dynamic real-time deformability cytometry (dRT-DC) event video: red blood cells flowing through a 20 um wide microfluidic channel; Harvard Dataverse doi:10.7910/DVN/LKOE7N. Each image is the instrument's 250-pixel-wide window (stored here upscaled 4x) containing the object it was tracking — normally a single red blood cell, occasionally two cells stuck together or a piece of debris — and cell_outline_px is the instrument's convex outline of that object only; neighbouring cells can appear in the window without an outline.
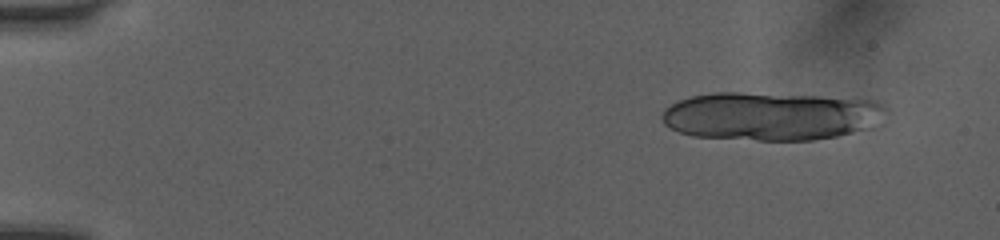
{"species": "human", "species_latin": "Homo sapiens", "temperature_condition": "room temperature", "stored_images_in_passage": 13, "camera_frame_rate_fps": 3000, "um_per_image_px": 0.085, "donor": {"sex": "female"}, "frame": {"image": 1, "passage_image": 2, "time_ms": 0.333, "image_size_px": [1000, 240], "cell_outline_px": [[888, 112], [868, 128], [836, 136], [812, 140], [756, 140], [692, 136], [680, 132], [664, 124], [664, 108], [680, 100], [692, 96], [712, 92], [740, 92], [820, 96], [876, 100], [884, 104], [888, 108]], "centroid_in_image_um": [65.55, 9.86], "position_along_channel_um": 19.4, "area_um2": 63.0}}
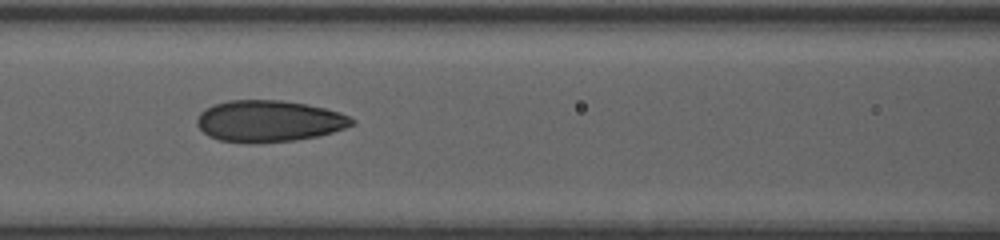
{"frame": {"image": 2, "passage_image": 11, "time_ms": 3.333, "image_size_px": [1000, 240], "cell_outline_px": [[356, 124], [320, 136], [296, 140], [220, 140], [208, 136], [196, 124], [196, 120], [200, 112], [204, 108], [212, 104], [228, 100], [280, 100], [308, 104], [340, 112], [356, 120]], "centroid_in_image_um": [22.88, 10.24], "position_along_channel_um": 143.7, "area_um2": 36.82}}
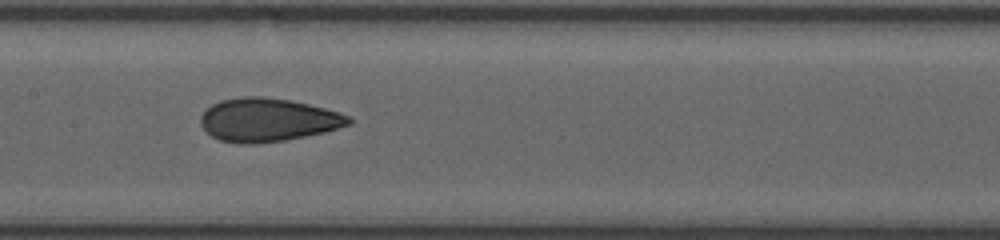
{"frame": {"image": 3, "passage_image": 12, "time_ms": 3.667, "image_size_px": [1000, 240], "cell_outline_px": [[352, 124], [324, 132], [284, 140], [256, 144], [244, 144], [220, 140], [212, 136], [200, 124], [200, 116], [212, 104], [220, 100], [244, 96], [264, 96], [292, 100], [340, 112], [348, 116], [352, 120]], "centroid_in_image_um": [22.77, 10.18], "position_along_channel_um": 184.6, "area_um2": 37.4}}